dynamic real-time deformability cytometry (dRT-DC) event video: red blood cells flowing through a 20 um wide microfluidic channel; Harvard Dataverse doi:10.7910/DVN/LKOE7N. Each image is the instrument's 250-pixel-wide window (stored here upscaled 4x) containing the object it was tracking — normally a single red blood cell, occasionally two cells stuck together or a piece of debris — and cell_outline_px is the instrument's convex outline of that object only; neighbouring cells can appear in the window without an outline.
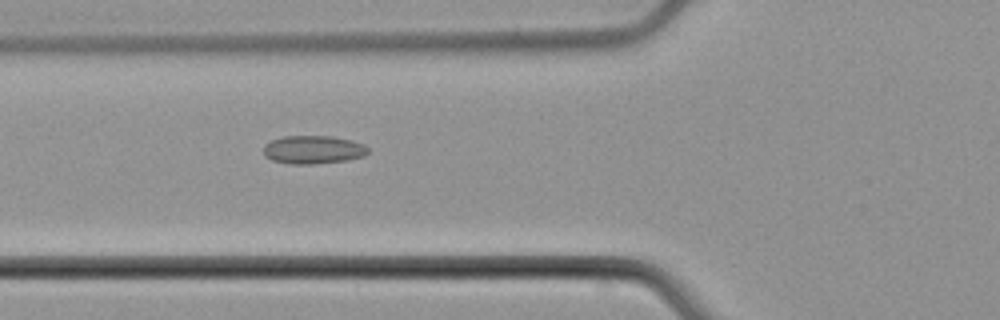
{"species": "common noctule bat (a hibernating species)", "species_latin": "Nyctalus noctula", "temperature_condition": "cold", "stored_images_in_passage": 5, "camera_frame_rate_fps": 3000, "um_per_image_px": 0.085, "animal": {"sex": "male", "body_mass_g": 21.5, "forearm_length_mm": 52.0}, "frame": {"image": 1, "passage_image": 5, "time_ms": 5.0, "image_size_px": [1000, 320], "cell_outline_px": [[368, 152], [364, 156], [348, 160], [312, 164], [292, 164], [272, 160], [264, 156], [264, 144], [272, 140], [284, 136], [332, 136], [352, 140], [364, 144], [368, 148]], "centroid_in_image_um": [26.63, 12.72], "position_along_channel_um": 99.2, "area_um2": 17.28}}